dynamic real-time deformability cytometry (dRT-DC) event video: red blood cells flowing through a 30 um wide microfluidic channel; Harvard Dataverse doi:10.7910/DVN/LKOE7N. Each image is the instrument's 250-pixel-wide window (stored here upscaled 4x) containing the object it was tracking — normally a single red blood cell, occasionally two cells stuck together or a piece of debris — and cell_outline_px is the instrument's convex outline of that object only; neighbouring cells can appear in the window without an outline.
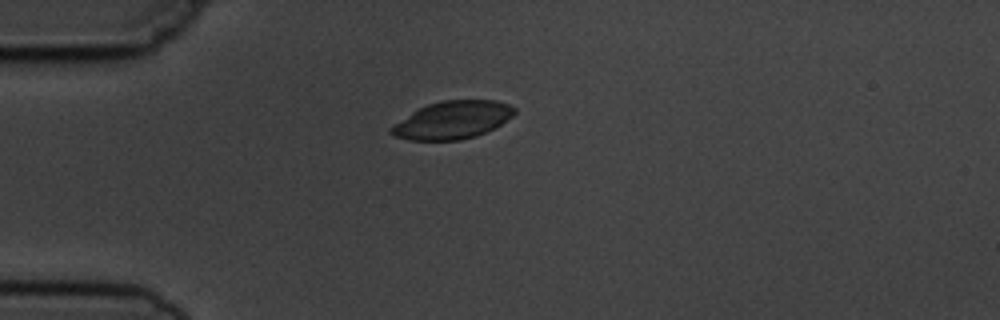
{"species": "common noctule bat (a hibernating species)", "species_latin": "Nyctalus noctula", "temperature_condition": "cold", "stored_images_in_passage": 7, "camera_frame_rate_fps": 3000, "um_per_image_px": 0.085, "animal": {"sex": "male", "body_mass_g": 19.5, "forearm_length_mm": 54.6}, "frame": {"image": 1, "passage_image": 5, "time_ms": 5.333, "image_size_px": [1000, 320], "cell_outline_px": [[516, 112], [512, 116], [500, 124], [476, 136], [460, 140], [408, 140], [392, 136], [388, 132], [388, 128], [412, 112], [428, 104], [440, 100], [496, 100], [508, 104], [516, 108]], "centroid_in_image_um": [38.43, 10.2], "position_along_channel_um": 46.6, "area_um2": 27.05}}
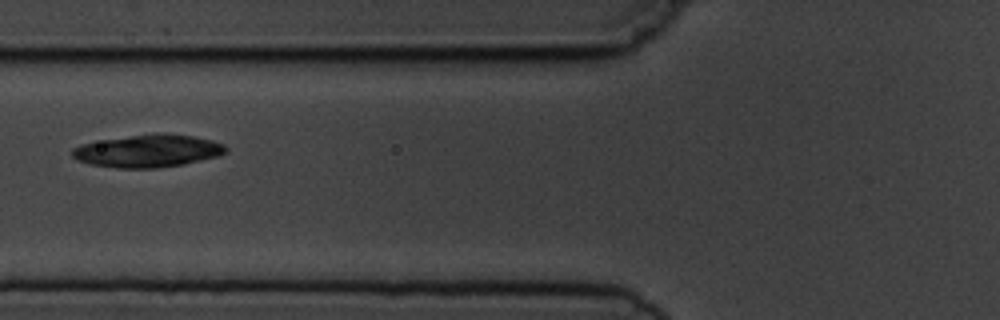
{"frame": {"image": 2, "passage_image": 7, "time_ms": 7.667, "image_size_px": [1000, 320], "cell_outline_px": [[228, 148], [224, 152], [216, 156], [184, 164], [156, 168], [116, 168], [88, 164], [76, 160], [72, 156], [72, 148], [80, 144], [104, 140], [156, 132], [164, 132], [192, 136], [212, 140], [224, 144]], "centroid_in_image_um": [12.55, 12.83], "position_along_channel_um": 113.3, "area_um2": 29.19}}